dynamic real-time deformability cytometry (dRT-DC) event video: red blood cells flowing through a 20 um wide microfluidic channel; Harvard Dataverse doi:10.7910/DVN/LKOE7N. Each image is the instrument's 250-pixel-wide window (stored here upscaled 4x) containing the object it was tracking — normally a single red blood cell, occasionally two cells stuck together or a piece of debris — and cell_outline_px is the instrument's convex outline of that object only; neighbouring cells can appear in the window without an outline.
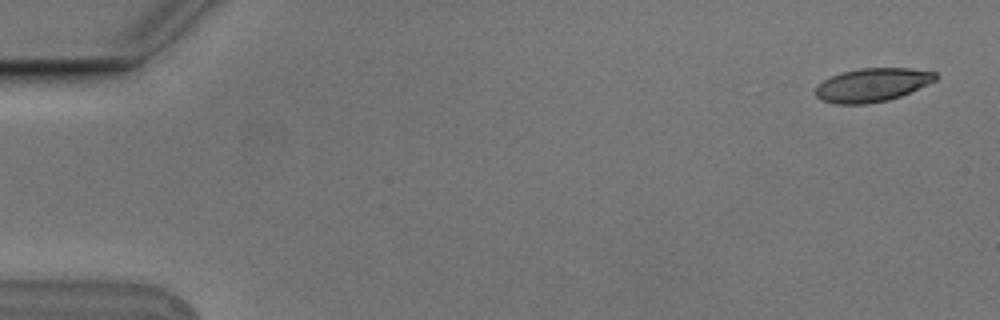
{"species": "Egyptian fruit bat (a non-hibernating species)", "species_latin": "Rousettus aegyptiacus", "temperature_condition": "cold", "stored_images_in_passage": 5, "camera_frame_rate_fps": 3000, "um_per_image_px": 0.085, "animal": {"sex": "male"}, "frame": {"image": 1, "passage_image": 1, "time_ms": 0.0, "image_size_px": [1000, 320], "cell_outline_px": [[940, 76], [936, 80], [928, 84], [900, 96], [888, 100], [868, 104], [832, 104], [820, 100], [816, 96], [816, 84], [840, 72], [860, 68], [912, 68], [936, 72]], "centroid_in_image_um": [74.13, 7.22], "position_along_channel_um": 10.9, "area_um2": 23.7}}